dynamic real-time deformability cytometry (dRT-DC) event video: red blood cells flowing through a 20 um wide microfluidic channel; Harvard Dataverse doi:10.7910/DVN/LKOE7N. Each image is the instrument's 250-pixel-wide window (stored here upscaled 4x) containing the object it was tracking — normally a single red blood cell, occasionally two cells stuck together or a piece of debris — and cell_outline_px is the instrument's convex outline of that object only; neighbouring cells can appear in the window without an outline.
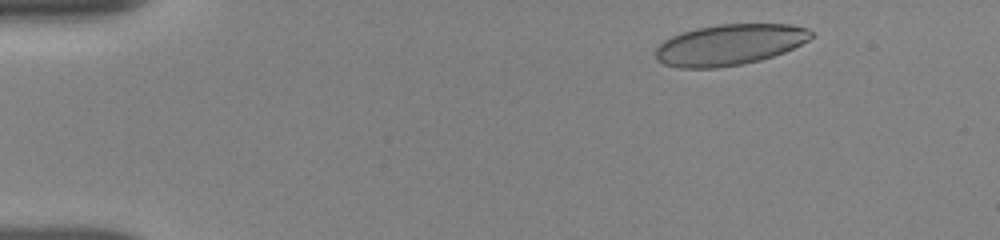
{"species": "human", "species_latin": "Homo sapiens", "temperature_condition": "room temperature", "stored_images_in_passage": 49, "camera_frame_rate_fps": 3000, "um_per_image_px": 0.085, "donor": {"sex": "female"}, "frame": {"image": 1, "passage_image": 4, "time_ms": 1.0, "image_size_px": [1000, 240], "cell_outline_px": [[812, 36], [808, 40], [784, 52], [760, 60], [740, 64], [716, 68], [680, 68], [664, 64], [656, 60], [656, 48], [664, 40], [680, 32], [696, 28], [716, 24], [788, 24], [808, 28], [812, 32]], "centroid_in_image_um": [61.98, 3.79], "position_along_channel_um": 23.0, "area_um2": 37.05}}
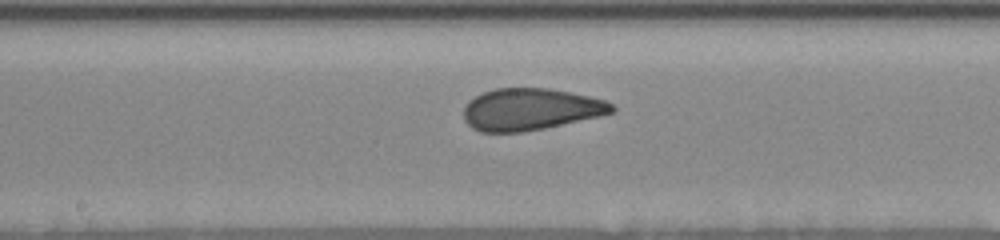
{"frame": {"image": 2, "passage_image": 25, "time_ms": 8.0, "image_size_px": [1000, 240], "cell_outline_px": [[616, 112], [600, 116], [544, 128], [524, 132], [480, 132], [472, 128], [464, 120], [464, 104], [468, 100], [484, 92], [496, 88], [548, 88], [588, 96], [604, 100], [612, 104], [616, 108]], "centroid_in_image_um": [45.07, 9.3], "position_along_channel_um": 203.1, "area_um2": 36.18}}
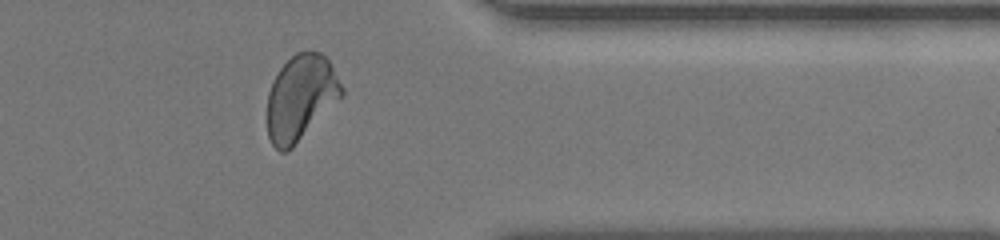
{"frame": {"image": 3, "passage_image": 40, "time_ms": 13.0, "image_size_px": [1000, 240], "cell_outline_px": [[344, 92], [292, 148], [284, 152], [280, 152], [272, 144], [268, 136], [268, 92], [272, 80], [280, 68], [296, 52], [308, 48], [320, 52], [332, 64], [344, 88]], "centroid_in_image_um": [25.55, 8.24], "position_along_channel_um": 385.9, "area_um2": 36.76}, "authors_computed_cell_mechanics": {"area_um2": 36.8186, "velocity_mm_per_s": 3.8348, "shape_relaxation_time_tau1_ms": null, "shape_relaxation_time_tau2_ms": 0.8609, "deformation_change_tau1": null, "deformation_change_tau2": 0.0589}}